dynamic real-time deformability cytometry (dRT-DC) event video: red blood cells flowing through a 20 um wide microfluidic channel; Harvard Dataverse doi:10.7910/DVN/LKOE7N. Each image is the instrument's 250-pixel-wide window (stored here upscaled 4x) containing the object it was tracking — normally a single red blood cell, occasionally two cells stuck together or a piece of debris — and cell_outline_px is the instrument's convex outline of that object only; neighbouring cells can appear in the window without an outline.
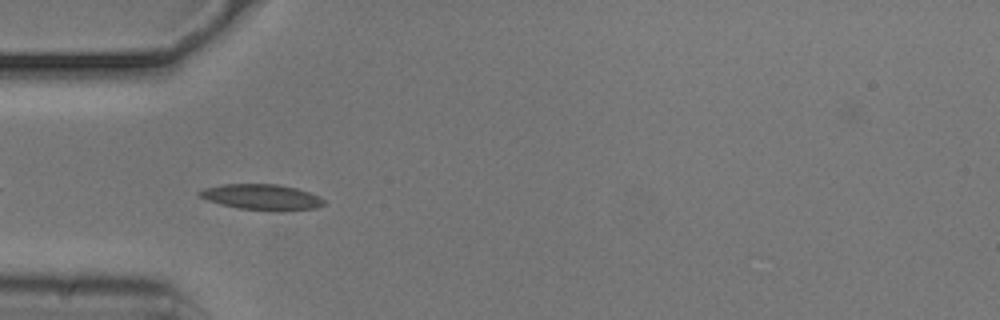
{"species": "common noctule bat (a hibernating species)", "species_latin": "Nyctalus noctula", "temperature_condition": "cold", "stored_images_in_passage": 40, "camera_frame_rate_fps": 3000, "um_per_image_px": 0.085, "animal": {"sex": "male", "body_mass_g": 20.5, "forearm_length_mm": 52.5}, "frame": {"image": 1, "passage_image": 3, "time_ms": 0.667, "image_size_px": [1000, 320], "cell_outline_px": [[324, 204], [316, 208], [284, 212], [280, 212], [240, 208], [220, 204], [208, 200], [200, 196], [196, 192], [204, 188], [220, 184], [280, 184], [296, 188], [320, 196], [324, 200]], "centroid_in_image_um": [22.27, 16.76], "position_along_channel_um": 62.7, "area_um2": 18.84}}
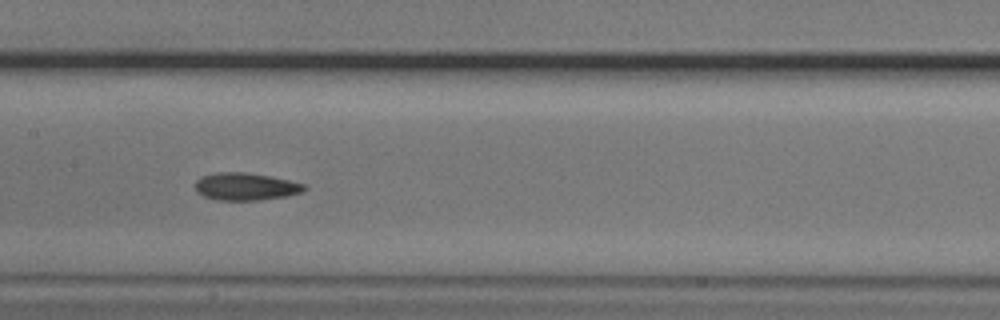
{"frame": {"image": 2, "passage_image": 13, "time_ms": 4.0, "image_size_px": [1000, 320], "cell_outline_px": [[308, 188], [304, 192], [288, 196], [256, 200], [216, 200], [204, 196], [196, 192], [196, 180], [200, 176], [216, 172], [244, 172], [272, 176], [304, 184]], "centroid_in_image_um": [20.89, 15.85], "position_along_channel_um": 186.5, "area_um2": 17.63}}
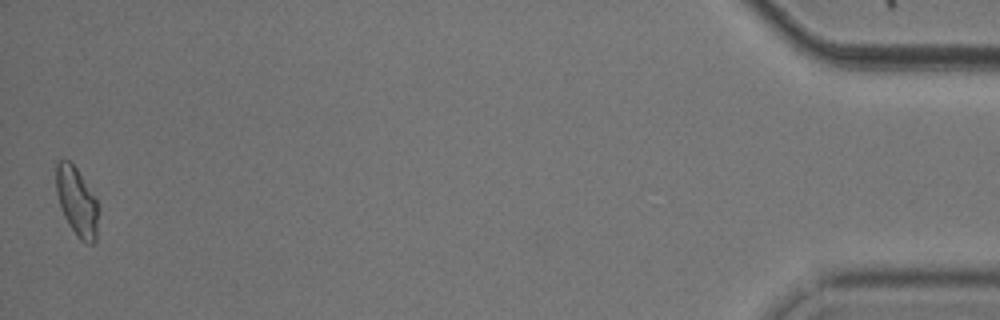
{"frame": {"image": 3, "passage_image": 40, "time_ms": 13.0, "image_size_px": [1000, 320], "cell_outline_px": [[100, 212], [96, 240], [92, 244], [88, 244], [80, 240], [76, 236], [68, 224], [64, 216], [56, 192], [56, 164], [60, 160], [68, 160], [76, 168], [96, 196]], "centroid_in_image_um": [6.57, 17.18], "position_along_channel_um": 428.6, "area_um2": 17.28}, "authors_computed_cell_mechanics": {"area_um2": 16.8776, "velocity_mm_per_s": 3.7298, "shape_relaxation_time_tau1_ms": 4.752, "shape_relaxation_time_tau2_ms": 8.1181, "deformation_change_tau1": 0.1165, "deformation_change_tau2": 0.1503}}